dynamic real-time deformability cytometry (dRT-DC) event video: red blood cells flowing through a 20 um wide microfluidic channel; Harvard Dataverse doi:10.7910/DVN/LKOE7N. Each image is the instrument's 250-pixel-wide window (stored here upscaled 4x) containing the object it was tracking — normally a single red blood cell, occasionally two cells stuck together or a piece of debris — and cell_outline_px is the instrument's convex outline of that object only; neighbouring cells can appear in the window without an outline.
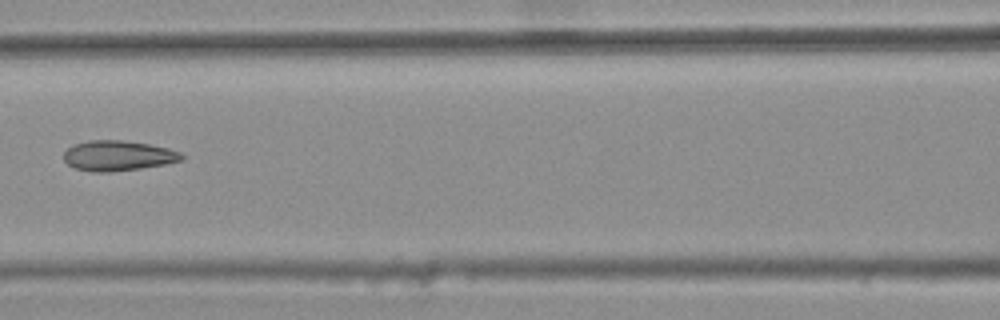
{"species": "common noctule bat (a hibernating species)", "species_latin": "Nyctalus noctula", "temperature_condition": "warm", "stored_images_in_passage": 7, "camera_frame_rate_fps": 3000, "um_per_image_px": 0.085, "animal": {"sex": "female", "body_mass_g": 25.1}, "frame": {"image": 1, "passage_image": 7, "time_ms": 2.0, "image_size_px": [1000, 320], "cell_outline_px": [[184, 160], [164, 164], [140, 168], [108, 172], [96, 172], [76, 168], [68, 164], [64, 160], [64, 152], [72, 144], [88, 140], [124, 140], [148, 144], [168, 148], [180, 152], [184, 156]], "centroid_in_image_um": [10.02, 13.22], "position_along_channel_um": 156.6, "area_um2": 20.69}}